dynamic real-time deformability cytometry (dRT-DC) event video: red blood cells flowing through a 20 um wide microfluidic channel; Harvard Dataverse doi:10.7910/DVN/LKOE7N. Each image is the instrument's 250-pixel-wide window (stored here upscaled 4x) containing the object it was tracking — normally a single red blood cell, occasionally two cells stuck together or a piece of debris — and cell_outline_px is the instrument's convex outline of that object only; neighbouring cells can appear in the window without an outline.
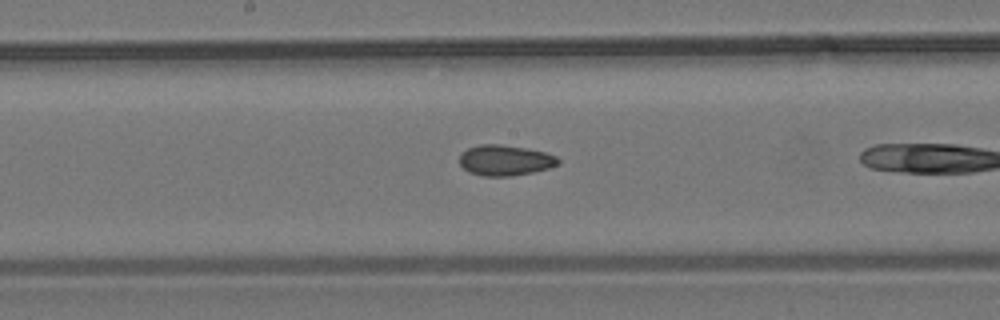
{"species": "common noctule bat (a hibernating species)", "species_latin": "Nyctalus noctula", "temperature_condition": "room temperature", "stored_images_in_passage": 18, "camera_frame_rate_fps": 3000, "um_per_image_px": 0.085, "animal": {"sex": "male", "body_mass_g": 19.2, "forearm_length_mm": 51.8}, "frame": {"image": 1, "passage_image": 13, "time_ms": 4.0, "image_size_px": [1000, 320], "cell_outline_px": [[560, 164], [548, 168], [532, 172], [512, 176], [484, 176], [468, 172], [460, 164], [460, 152], [468, 148], [480, 144], [500, 144], [524, 148], [544, 152], [556, 156], [560, 160]], "centroid_in_image_um": [42.91, 13.62], "position_along_channel_um": 205.3, "area_um2": 17.57}}
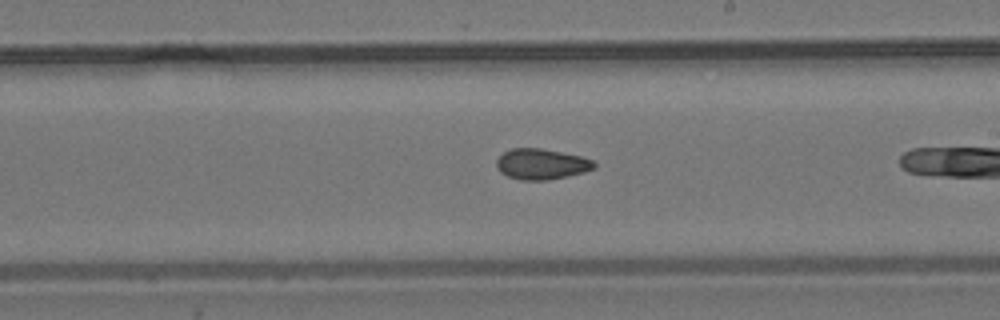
{"frame": {"image": 2, "passage_image": 16, "time_ms": 5.0, "image_size_px": [1000, 320], "cell_outline_px": [[596, 168], [584, 172], [568, 176], [548, 180], [520, 180], [508, 176], [500, 172], [496, 168], [496, 160], [504, 152], [512, 148], [540, 148], [580, 156], [596, 160]], "centroid_in_image_um": [46.04, 13.95], "position_along_channel_um": 243.0, "area_um2": 17.57}}